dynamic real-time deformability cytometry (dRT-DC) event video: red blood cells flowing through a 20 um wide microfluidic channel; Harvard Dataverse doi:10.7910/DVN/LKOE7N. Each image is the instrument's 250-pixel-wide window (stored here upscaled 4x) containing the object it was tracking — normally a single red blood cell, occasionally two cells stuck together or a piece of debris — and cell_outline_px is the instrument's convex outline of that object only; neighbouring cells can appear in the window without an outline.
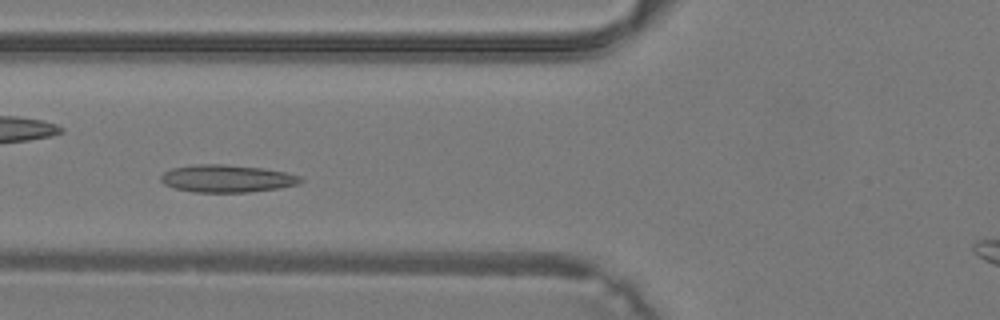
{"species": "common noctule bat (a hibernating species)", "species_latin": "Nyctalus noctula", "temperature_condition": "warm", "stored_images_in_passage": 11, "camera_frame_rate_fps": 3000, "um_per_image_px": 0.085, "animal": {"sex": "male", "body_mass_g": 19.2, "forearm_length_mm": 51.8}, "frame": {"image": 1, "passage_image": 9, "time_ms": 2.667, "image_size_px": [1000, 320], "cell_outline_px": [[304, 180], [300, 184], [276, 188], [248, 192], [192, 192], [176, 188], [164, 184], [160, 180], [160, 176], [164, 172], [172, 168], [196, 164], [224, 164], [264, 168], [284, 172], [300, 176]], "centroid_in_image_um": [19.28, 15.17], "position_along_channel_um": 106.5, "area_um2": 22.37}}